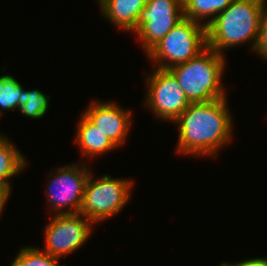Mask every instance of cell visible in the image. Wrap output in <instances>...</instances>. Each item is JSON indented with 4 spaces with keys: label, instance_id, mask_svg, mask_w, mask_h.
<instances>
[{
    "label": "cell",
    "instance_id": "1",
    "mask_svg": "<svg viewBox=\"0 0 267 266\" xmlns=\"http://www.w3.org/2000/svg\"><path fill=\"white\" fill-rule=\"evenodd\" d=\"M227 103V97L190 103L173 122L179 131L177 152L189 156H218L219 150L233 137V119Z\"/></svg>",
    "mask_w": 267,
    "mask_h": 266
},
{
    "label": "cell",
    "instance_id": "2",
    "mask_svg": "<svg viewBox=\"0 0 267 266\" xmlns=\"http://www.w3.org/2000/svg\"><path fill=\"white\" fill-rule=\"evenodd\" d=\"M266 0H234L207 26V47L223 55L225 49L251 42L254 51ZM223 51V52H222Z\"/></svg>",
    "mask_w": 267,
    "mask_h": 266
},
{
    "label": "cell",
    "instance_id": "3",
    "mask_svg": "<svg viewBox=\"0 0 267 266\" xmlns=\"http://www.w3.org/2000/svg\"><path fill=\"white\" fill-rule=\"evenodd\" d=\"M225 65V54L221 55L207 47L196 57L168 70L177 79L188 101L197 103L226 97L221 82Z\"/></svg>",
    "mask_w": 267,
    "mask_h": 266
},
{
    "label": "cell",
    "instance_id": "4",
    "mask_svg": "<svg viewBox=\"0 0 267 266\" xmlns=\"http://www.w3.org/2000/svg\"><path fill=\"white\" fill-rule=\"evenodd\" d=\"M207 48L206 26L183 18L147 53L160 69L187 62Z\"/></svg>",
    "mask_w": 267,
    "mask_h": 266
},
{
    "label": "cell",
    "instance_id": "5",
    "mask_svg": "<svg viewBox=\"0 0 267 266\" xmlns=\"http://www.w3.org/2000/svg\"><path fill=\"white\" fill-rule=\"evenodd\" d=\"M92 177L90 173L78 214L96 224L110 219L124 209L131 198V187L134 181L115 179L108 174L101 176L100 179Z\"/></svg>",
    "mask_w": 267,
    "mask_h": 266
},
{
    "label": "cell",
    "instance_id": "6",
    "mask_svg": "<svg viewBox=\"0 0 267 266\" xmlns=\"http://www.w3.org/2000/svg\"><path fill=\"white\" fill-rule=\"evenodd\" d=\"M90 173L85 163L81 166L72 163L49 174L46 195L47 205L55 212L53 215L78 213Z\"/></svg>",
    "mask_w": 267,
    "mask_h": 266
},
{
    "label": "cell",
    "instance_id": "7",
    "mask_svg": "<svg viewBox=\"0 0 267 266\" xmlns=\"http://www.w3.org/2000/svg\"><path fill=\"white\" fill-rule=\"evenodd\" d=\"M146 106L159 119L174 122L190 105L177 79L168 69L155 67L153 73L147 75Z\"/></svg>",
    "mask_w": 267,
    "mask_h": 266
},
{
    "label": "cell",
    "instance_id": "8",
    "mask_svg": "<svg viewBox=\"0 0 267 266\" xmlns=\"http://www.w3.org/2000/svg\"><path fill=\"white\" fill-rule=\"evenodd\" d=\"M184 18L183 0H147L135 34L145 54Z\"/></svg>",
    "mask_w": 267,
    "mask_h": 266
},
{
    "label": "cell",
    "instance_id": "9",
    "mask_svg": "<svg viewBox=\"0 0 267 266\" xmlns=\"http://www.w3.org/2000/svg\"><path fill=\"white\" fill-rule=\"evenodd\" d=\"M94 223L76 214L53 215L44 227V250L53 257L61 258L81 248L90 238Z\"/></svg>",
    "mask_w": 267,
    "mask_h": 266
},
{
    "label": "cell",
    "instance_id": "10",
    "mask_svg": "<svg viewBox=\"0 0 267 266\" xmlns=\"http://www.w3.org/2000/svg\"><path fill=\"white\" fill-rule=\"evenodd\" d=\"M132 111L121 108L115 101H92L83 115L116 146L126 142L132 126Z\"/></svg>",
    "mask_w": 267,
    "mask_h": 266
},
{
    "label": "cell",
    "instance_id": "11",
    "mask_svg": "<svg viewBox=\"0 0 267 266\" xmlns=\"http://www.w3.org/2000/svg\"><path fill=\"white\" fill-rule=\"evenodd\" d=\"M101 13L117 28L126 32H136L139 12L147 0H98Z\"/></svg>",
    "mask_w": 267,
    "mask_h": 266
},
{
    "label": "cell",
    "instance_id": "12",
    "mask_svg": "<svg viewBox=\"0 0 267 266\" xmlns=\"http://www.w3.org/2000/svg\"><path fill=\"white\" fill-rule=\"evenodd\" d=\"M77 126L75 142L85 157H98L117 148L107 136L96 128L83 114Z\"/></svg>",
    "mask_w": 267,
    "mask_h": 266
},
{
    "label": "cell",
    "instance_id": "13",
    "mask_svg": "<svg viewBox=\"0 0 267 266\" xmlns=\"http://www.w3.org/2000/svg\"><path fill=\"white\" fill-rule=\"evenodd\" d=\"M8 137L0 135V184L11 187L10 178L26 167V158Z\"/></svg>",
    "mask_w": 267,
    "mask_h": 266
},
{
    "label": "cell",
    "instance_id": "14",
    "mask_svg": "<svg viewBox=\"0 0 267 266\" xmlns=\"http://www.w3.org/2000/svg\"><path fill=\"white\" fill-rule=\"evenodd\" d=\"M233 1L234 0H183L184 17L207 26ZM203 20H206L204 21L205 23Z\"/></svg>",
    "mask_w": 267,
    "mask_h": 266
},
{
    "label": "cell",
    "instance_id": "15",
    "mask_svg": "<svg viewBox=\"0 0 267 266\" xmlns=\"http://www.w3.org/2000/svg\"><path fill=\"white\" fill-rule=\"evenodd\" d=\"M50 96L38 89L25 90L20 94L19 111L30 119H40L45 116L49 107Z\"/></svg>",
    "mask_w": 267,
    "mask_h": 266
},
{
    "label": "cell",
    "instance_id": "16",
    "mask_svg": "<svg viewBox=\"0 0 267 266\" xmlns=\"http://www.w3.org/2000/svg\"><path fill=\"white\" fill-rule=\"evenodd\" d=\"M58 260L31 245L21 248L10 266H60Z\"/></svg>",
    "mask_w": 267,
    "mask_h": 266
},
{
    "label": "cell",
    "instance_id": "17",
    "mask_svg": "<svg viewBox=\"0 0 267 266\" xmlns=\"http://www.w3.org/2000/svg\"><path fill=\"white\" fill-rule=\"evenodd\" d=\"M23 89L22 84L13 76L8 74L0 76V109L19 110L20 94Z\"/></svg>",
    "mask_w": 267,
    "mask_h": 266
},
{
    "label": "cell",
    "instance_id": "18",
    "mask_svg": "<svg viewBox=\"0 0 267 266\" xmlns=\"http://www.w3.org/2000/svg\"><path fill=\"white\" fill-rule=\"evenodd\" d=\"M254 52L263 58V60H267V11L263 15L260 23L258 41Z\"/></svg>",
    "mask_w": 267,
    "mask_h": 266
},
{
    "label": "cell",
    "instance_id": "19",
    "mask_svg": "<svg viewBox=\"0 0 267 266\" xmlns=\"http://www.w3.org/2000/svg\"><path fill=\"white\" fill-rule=\"evenodd\" d=\"M219 266H267V257L251 258L236 263L223 262Z\"/></svg>",
    "mask_w": 267,
    "mask_h": 266
},
{
    "label": "cell",
    "instance_id": "20",
    "mask_svg": "<svg viewBox=\"0 0 267 266\" xmlns=\"http://www.w3.org/2000/svg\"><path fill=\"white\" fill-rule=\"evenodd\" d=\"M11 189L8 185L0 184V216L5 208V203L10 197Z\"/></svg>",
    "mask_w": 267,
    "mask_h": 266
}]
</instances>
